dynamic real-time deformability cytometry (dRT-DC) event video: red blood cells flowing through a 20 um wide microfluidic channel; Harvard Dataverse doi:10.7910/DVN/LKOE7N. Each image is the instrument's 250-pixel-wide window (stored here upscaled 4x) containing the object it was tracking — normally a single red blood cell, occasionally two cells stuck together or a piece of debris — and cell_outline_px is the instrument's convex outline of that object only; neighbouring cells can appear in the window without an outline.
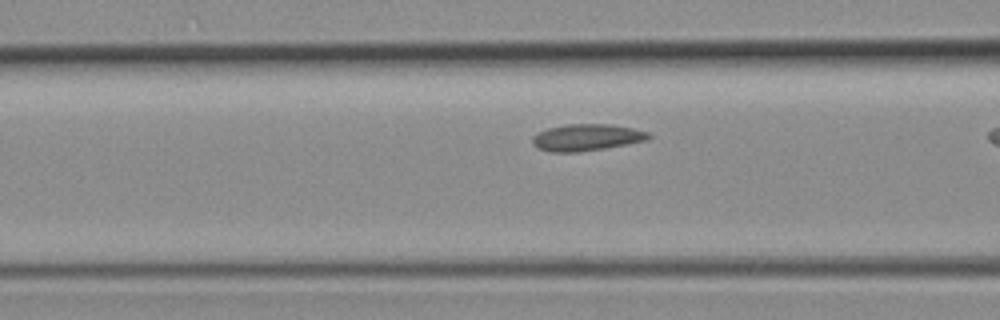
{"species": "common noctule bat (a hibernating species)", "species_latin": "Nyctalus noctula", "temperature_condition": "room temperature", "stored_images_in_passage": 22, "camera_frame_rate_fps": 3000, "um_per_image_px": 0.085, "animal": {"sex": "female", "body_mass_g": 19.3, "forearm_length_mm": 54.1}, "frame": {"image": 1, "passage_image": 10, "time_ms": 3.0, "image_size_px": [1000, 320], "cell_outline_px": [[652, 136], [648, 140], [628, 144], [604, 148], [576, 152], [552, 152], [536, 148], [532, 144], [532, 136], [548, 128], [568, 124], [612, 124], [632, 128], [648, 132]], "centroid_in_image_um": [49.87, 11.68], "position_along_channel_um": 116.7, "area_um2": 18.09}}
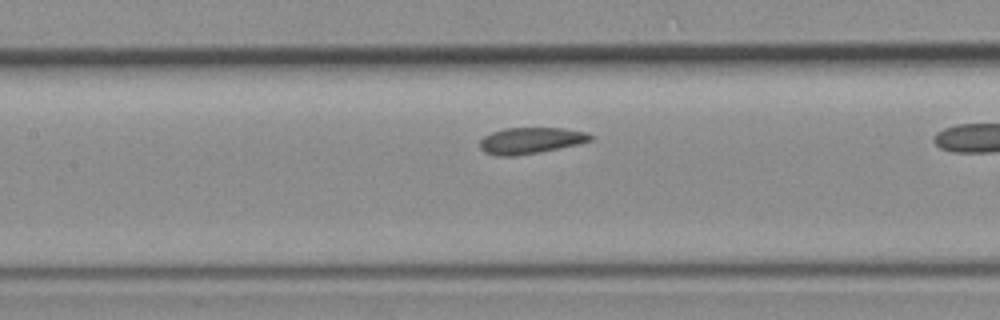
{"frame": {"image": 2, "passage_image": 13, "time_ms": 4.0, "image_size_px": [1000, 320], "cell_outline_px": [[592, 140], [576, 144], [540, 152], [516, 156], [496, 156], [484, 152], [480, 148], [480, 140], [484, 136], [492, 132], [504, 128], [564, 128], [588, 132], [592, 136]], "centroid_in_image_um": [45.08, 11.94], "position_along_channel_um": 162.3, "area_um2": 16.94}}
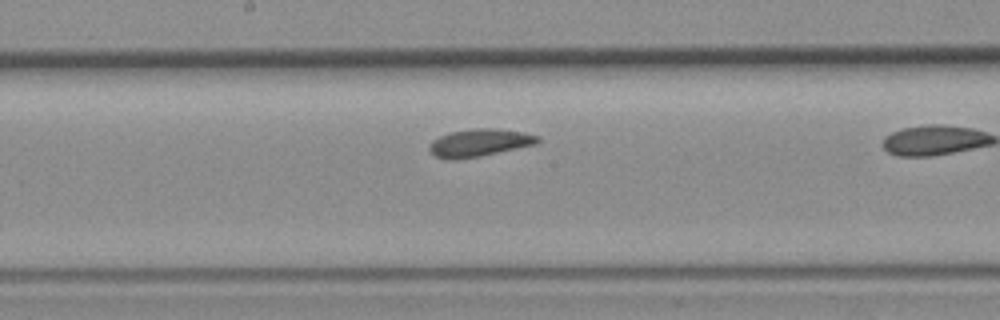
{"frame": {"image": 3, "passage_image": 16, "time_ms": 5.0, "image_size_px": [1000, 320], "cell_outline_px": [[540, 140], [536, 144], [480, 156], [456, 160], [448, 160], [436, 156], [428, 148], [428, 144], [432, 140], [440, 136], [452, 132], [476, 128], [496, 128], [524, 132], [540, 136]], "centroid_in_image_um": [40.75, 12.13], "position_along_channel_um": 207.5, "area_um2": 17.4}}